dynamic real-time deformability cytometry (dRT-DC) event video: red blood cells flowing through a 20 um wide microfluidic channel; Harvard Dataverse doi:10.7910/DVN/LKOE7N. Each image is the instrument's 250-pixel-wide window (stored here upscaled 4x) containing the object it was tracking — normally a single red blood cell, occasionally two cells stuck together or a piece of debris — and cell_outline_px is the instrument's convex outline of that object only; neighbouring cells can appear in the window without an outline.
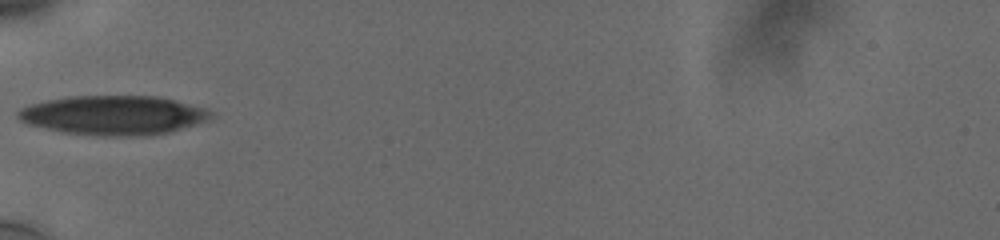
{"species": "human", "species_latin": "Homo sapiens", "temperature_condition": "cold", "stored_images_in_passage": 5, "camera_frame_rate_fps": 3000, "um_per_image_px": 0.085, "donor": {"sex": "male"}, "frame": {"image": 1, "passage_image": 1, "time_ms": 0.0, "image_size_px": [1000, 240], "cell_outline_px": [[216, 116], [208, 120], [196, 124], [168, 132], [144, 136], [96, 136], [60, 132], [28, 124], [20, 120], [16, 116], [16, 112], [20, 108], [28, 104], [44, 100], [72, 96], [156, 96], [204, 108], [212, 112]], "centroid_in_image_um": [9.58, 9.8], "position_along_channel_um": 75.4, "area_um2": 44.39}}
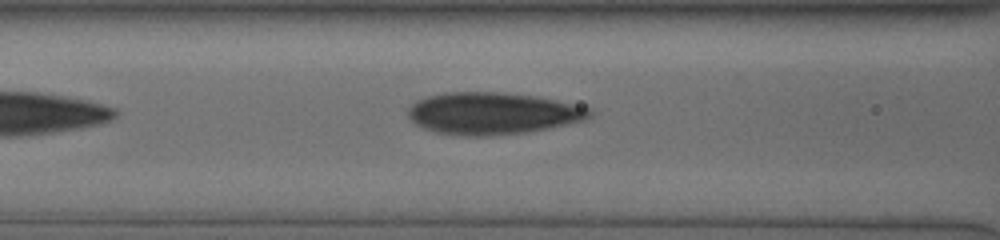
{"frame": {"image": 2, "passage_image": 4, "time_ms": 1.333, "image_size_px": [1000, 240], "cell_outline_px": [[592, 116], [584, 120], [548, 128], [524, 132], [492, 136], [464, 136], [432, 132], [416, 124], [408, 116], [408, 108], [416, 100], [428, 96], [444, 92], [496, 92], [532, 96], [552, 100], [588, 108], [592, 112]], "centroid_in_image_um": [41.78, 9.65], "position_along_channel_um": 124.8, "area_um2": 44.04}}